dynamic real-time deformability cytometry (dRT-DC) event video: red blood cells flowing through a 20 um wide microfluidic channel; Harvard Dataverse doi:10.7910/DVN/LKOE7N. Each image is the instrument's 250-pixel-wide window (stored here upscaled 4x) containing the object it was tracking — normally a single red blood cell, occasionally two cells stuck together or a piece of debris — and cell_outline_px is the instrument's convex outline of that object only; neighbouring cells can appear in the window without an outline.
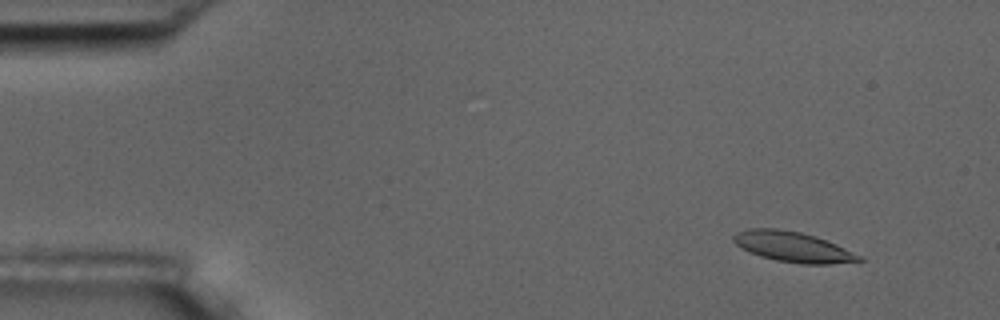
{"species": "common noctule bat (a hibernating species)", "species_latin": "Nyctalus noctula", "temperature_condition": "room temperature", "stored_images_in_passage": 53, "camera_frame_rate_fps": 3000, "um_per_image_px": 0.085, "animal": {"sex": "male", "body_mass_g": 17.5, "forearm_length_mm": 52.3}, "frame": {"image": 1, "passage_image": 2, "time_ms": 0.333, "image_size_px": [1000, 320], "cell_outline_px": [[864, 260], [828, 264], [800, 264], [776, 260], [760, 256], [740, 248], [732, 240], [732, 236], [736, 232], [748, 228], [776, 228], [800, 232], [816, 236], [836, 244], [864, 256]], "centroid_in_image_um": [67.39, 20.98], "position_along_channel_um": 17.6, "area_um2": 22.31}}
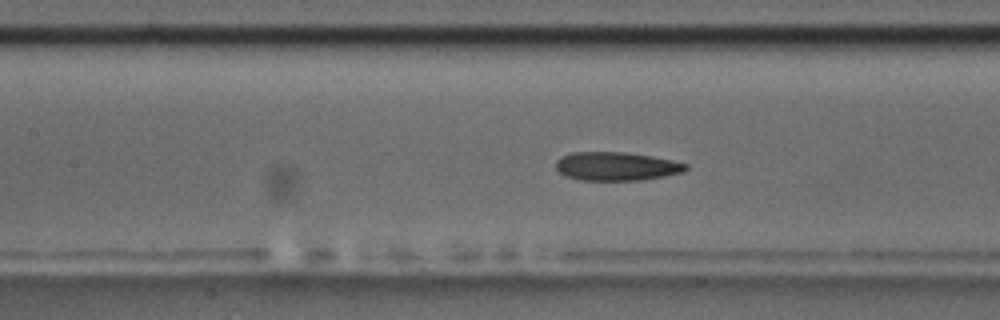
{"frame": {"image": 2, "passage_image": 22, "time_ms": 7.0, "image_size_px": [1000, 320], "cell_outline_px": [[688, 168], [684, 172], [644, 180], [580, 180], [568, 176], [560, 172], [556, 168], [556, 160], [560, 156], [572, 152], [624, 152], [652, 156], [672, 160], [688, 164]], "centroid_in_image_um": [52.41, 14.13], "position_along_channel_um": 155.0, "area_um2": 21.68}}
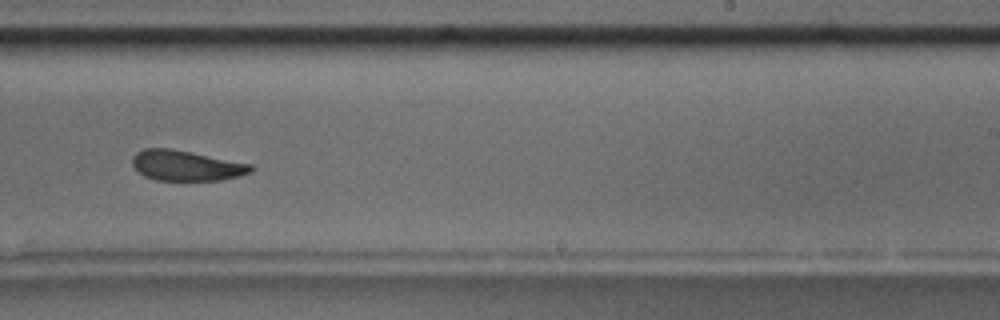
{"frame": {"image": 3, "passage_image": 32, "time_ms": 10.333, "image_size_px": [1000, 320], "cell_outline_px": [[256, 168], [252, 172], [240, 176], [220, 180], [156, 180], [144, 176], [132, 164], [132, 156], [136, 152], [144, 148], [172, 148], [252, 164]], "centroid_in_image_um": [15.85, 14.07], "position_along_channel_um": 273.1, "area_um2": 21.1}, "authors_computed_cell_mechanics": {"area_um2": 22.3108, "velocity_mm_per_s": 3.5618, "shape_relaxation_time_tau1_ms": 8.8309, "shape_relaxation_time_tau2_ms": 3.1991, "deformation_change_tau1": 0.1772, "deformation_change_tau2": 0.0942}}